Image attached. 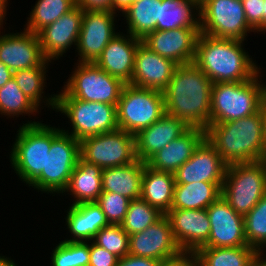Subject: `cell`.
I'll return each mask as SVG.
<instances>
[{
	"instance_id": "b9f144b4",
	"label": "cell",
	"mask_w": 266,
	"mask_h": 266,
	"mask_svg": "<svg viewBox=\"0 0 266 266\" xmlns=\"http://www.w3.org/2000/svg\"><path fill=\"white\" fill-rule=\"evenodd\" d=\"M90 243L89 266H117V256L94 242Z\"/></svg>"
},
{
	"instance_id": "7c38bea8",
	"label": "cell",
	"mask_w": 266,
	"mask_h": 266,
	"mask_svg": "<svg viewBox=\"0 0 266 266\" xmlns=\"http://www.w3.org/2000/svg\"><path fill=\"white\" fill-rule=\"evenodd\" d=\"M80 157V141L60 128L51 127V146L46 161L47 193H64Z\"/></svg>"
},
{
	"instance_id": "5bb4252c",
	"label": "cell",
	"mask_w": 266,
	"mask_h": 266,
	"mask_svg": "<svg viewBox=\"0 0 266 266\" xmlns=\"http://www.w3.org/2000/svg\"><path fill=\"white\" fill-rule=\"evenodd\" d=\"M182 252L165 214L145 230L129 235V254L134 256L163 261Z\"/></svg>"
},
{
	"instance_id": "db71d44e",
	"label": "cell",
	"mask_w": 266,
	"mask_h": 266,
	"mask_svg": "<svg viewBox=\"0 0 266 266\" xmlns=\"http://www.w3.org/2000/svg\"><path fill=\"white\" fill-rule=\"evenodd\" d=\"M261 162L264 164L265 169H266V148H265V152H264V155H263V158H262Z\"/></svg>"
},
{
	"instance_id": "30bf717a",
	"label": "cell",
	"mask_w": 266,
	"mask_h": 266,
	"mask_svg": "<svg viewBox=\"0 0 266 266\" xmlns=\"http://www.w3.org/2000/svg\"><path fill=\"white\" fill-rule=\"evenodd\" d=\"M250 31L254 32L247 23L242 1H200V33L244 41Z\"/></svg>"
},
{
	"instance_id": "7a4b0ae2",
	"label": "cell",
	"mask_w": 266,
	"mask_h": 266,
	"mask_svg": "<svg viewBox=\"0 0 266 266\" xmlns=\"http://www.w3.org/2000/svg\"><path fill=\"white\" fill-rule=\"evenodd\" d=\"M244 41L199 34L196 64L212 83L244 82L260 70L245 52Z\"/></svg>"
},
{
	"instance_id": "3957f363",
	"label": "cell",
	"mask_w": 266,
	"mask_h": 266,
	"mask_svg": "<svg viewBox=\"0 0 266 266\" xmlns=\"http://www.w3.org/2000/svg\"><path fill=\"white\" fill-rule=\"evenodd\" d=\"M205 139L227 165L260 162L266 148L261 111L241 119L209 124Z\"/></svg>"
},
{
	"instance_id": "f6af8a7d",
	"label": "cell",
	"mask_w": 266,
	"mask_h": 266,
	"mask_svg": "<svg viewBox=\"0 0 266 266\" xmlns=\"http://www.w3.org/2000/svg\"><path fill=\"white\" fill-rule=\"evenodd\" d=\"M76 4L83 10L111 11V0H76Z\"/></svg>"
},
{
	"instance_id": "9c48e42d",
	"label": "cell",
	"mask_w": 266,
	"mask_h": 266,
	"mask_svg": "<svg viewBox=\"0 0 266 266\" xmlns=\"http://www.w3.org/2000/svg\"><path fill=\"white\" fill-rule=\"evenodd\" d=\"M73 74L56 97H74L84 101L117 106L125 83L95 63H78Z\"/></svg>"
},
{
	"instance_id": "d590c367",
	"label": "cell",
	"mask_w": 266,
	"mask_h": 266,
	"mask_svg": "<svg viewBox=\"0 0 266 266\" xmlns=\"http://www.w3.org/2000/svg\"><path fill=\"white\" fill-rule=\"evenodd\" d=\"M244 227L248 246L263 251L266 247V194L244 216Z\"/></svg>"
},
{
	"instance_id": "8992f818",
	"label": "cell",
	"mask_w": 266,
	"mask_h": 266,
	"mask_svg": "<svg viewBox=\"0 0 266 266\" xmlns=\"http://www.w3.org/2000/svg\"><path fill=\"white\" fill-rule=\"evenodd\" d=\"M50 97L45 100L46 105L67 115L71 121L72 132L63 129L62 131L79 141L89 136L119 129L115 105L84 101L74 97H56V95Z\"/></svg>"
},
{
	"instance_id": "2e32d148",
	"label": "cell",
	"mask_w": 266,
	"mask_h": 266,
	"mask_svg": "<svg viewBox=\"0 0 266 266\" xmlns=\"http://www.w3.org/2000/svg\"><path fill=\"white\" fill-rule=\"evenodd\" d=\"M207 213L210 220V235L204 246H248L244 216L236 213L222 196L207 208Z\"/></svg>"
},
{
	"instance_id": "f546056e",
	"label": "cell",
	"mask_w": 266,
	"mask_h": 266,
	"mask_svg": "<svg viewBox=\"0 0 266 266\" xmlns=\"http://www.w3.org/2000/svg\"><path fill=\"white\" fill-rule=\"evenodd\" d=\"M223 183L175 184L171 209H207L221 196Z\"/></svg>"
},
{
	"instance_id": "f1b7e54d",
	"label": "cell",
	"mask_w": 266,
	"mask_h": 266,
	"mask_svg": "<svg viewBox=\"0 0 266 266\" xmlns=\"http://www.w3.org/2000/svg\"><path fill=\"white\" fill-rule=\"evenodd\" d=\"M177 28H200V0H162L156 30Z\"/></svg>"
},
{
	"instance_id": "277c9868",
	"label": "cell",
	"mask_w": 266,
	"mask_h": 266,
	"mask_svg": "<svg viewBox=\"0 0 266 266\" xmlns=\"http://www.w3.org/2000/svg\"><path fill=\"white\" fill-rule=\"evenodd\" d=\"M17 132L10 154L12 167L24 183L46 193V161L51 146V127L28 121Z\"/></svg>"
},
{
	"instance_id": "681fc988",
	"label": "cell",
	"mask_w": 266,
	"mask_h": 266,
	"mask_svg": "<svg viewBox=\"0 0 266 266\" xmlns=\"http://www.w3.org/2000/svg\"><path fill=\"white\" fill-rule=\"evenodd\" d=\"M262 253V254H261ZM262 251H257L252 261L251 266H266V259L262 257L264 254Z\"/></svg>"
},
{
	"instance_id": "cb8c5ba5",
	"label": "cell",
	"mask_w": 266,
	"mask_h": 266,
	"mask_svg": "<svg viewBox=\"0 0 266 266\" xmlns=\"http://www.w3.org/2000/svg\"><path fill=\"white\" fill-rule=\"evenodd\" d=\"M205 139V129L190 127L184 134L155 153L146 164L158 171L174 174L192 157L193 152Z\"/></svg>"
},
{
	"instance_id": "4dcf8cb0",
	"label": "cell",
	"mask_w": 266,
	"mask_h": 266,
	"mask_svg": "<svg viewBox=\"0 0 266 266\" xmlns=\"http://www.w3.org/2000/svg\"><path fill=\"white\" fill-rule=\"evenodd\" d=\"M162 0H138L131 4L123 16L127 20V33L143 39L148 33L156 30Z\"/></svg>"
},
{
	"instance_id": "52a82bcc",
	"label": "cell",
	"mask_w": 266,
	"mask_h": 266,
	"mask_svg": "<svg viewBox=\"0 0 266 266\" xmlns=\"http://www.w3.org/2000/svg\"><path fill=\"white\" fill-rule=\"evenodd\" d=\"M266 194V169L260 162L231 164L226 168L221 196L245 216Z\"/></svg>"
},
{
	"instance_id": "9a60e30c",
	"label": "cell",
	"mask_w": 266,
	"mask_h": 266,
	"mask_svg": "<svg viewBox=\"0 0 266 266\" xmlns=\"http://www.w3.org/2000/svg\"><path fill=\"white\" fill-rule=\"evenodd\" d=\"M200 28H177L154 30L141 41L161 57L171 59L178 65L193 63Z\"/></svg>"
},
{
	"instance_id": "74e56055",
	"label": "cell",
	"mask_w": 266,
	"mask_h": 266,
	"mask_svg": "<svg viewBox=\"0 0 266 266\" xmlns=\"http://www.w3.org/2000/svg\"><path fill=\"white\" fill-rule=\"evenodd\" d=\"M52 252V266H89V242L61 241Z\"/></svg>"
},
{
	"instance_id": "ee69618b",
	"label": "cell",
	"mask_w": 266,
	"mask_h": 266,
	"mask_svg": "<svg viewBox=\"0 0 266 266\" xmlns=\"http://www.w3.org/2000/svg\"><path fill=\"white\" fill-rule=\"evenodd\" d=\"M161 261L128 254L118 259L117 266H160Z\"/></svg>"
},
{
	"instance_id": "bcb514c9",
	"label": "cell",
	"mask_w": 266,
	"mask_h": 266,
	"mask_svg": "<svg viewBox=\"0 0 266 266\" xmlns=\"http://www.w3.org/2000/svg\"><path fill=\"white\" fill-rule=\"evenodd\" d=\"M13 78V71L0 61V88Z\"/></svg>"
},
{
	"instance_id": "6da1fadb",
	"label": "cell",
	"mask_w": 266,
	"mask_h": 266,
	"mask_svg": "<svg viewBox=\"0 0 266 266\" xmlns=\"http://www.w3.org/2000/svg\"><path fill=\"white\" fill-rule=\"evenodd\" d=\"M212 81L194 63L178 65L163 91L165 113L190 127L210 124Z\"/></svg>"
},
{
	"instance_id": "8fae6325",
	"label": "cell",
	"mask_w": 266,
	"mask_h": 266,
	"mask_svg": "<svg viewBox=\"0 0 266 266\" xmlns=\"http://www.w3.org/2000/svg\"><path fill=\"white\" fill-rule=\"evenodd\" d=\"M81 158L102 169L123 166L137 160L135 136L117 129L80 141Z\"/></svg>"
},
{
	"instance_id": "5b68a950",
	"label": "cell",
	"mask_w": 266,
	"mask_h": 266,
	"mask_svg": "<svg viewBox=\"0 0 266 266\" xmlns=\"http://www.w3.org/2000/svg\"><path fill=\"white\" fill-rule=\"evenodd\" d=\"M259 74L244 82L212 84L210 124L241 119L260 110L266 85L259 81Z\"/></svg>"
},
{
	"instance_id": "60d3db41",
	"label": "cell",
	"mask_w": 266,
	"mask_h": 266,
	"mask_svg": "<svg viewBox=\"0 0 266 266\" xmlns=\"http://www.w3.org/2000/svg\"><path fill=\"white\" fill-rule=\"evenodd\" d=\"M265 0H243V8L249 26L255 32H263V13Z\"/></svg>"
},
{
	"instance_id": "816d5d0a",
	"label": "cell",
	"mask_w": 266,
	"mask_h": 266,
	"mask_svg": "<svg viewBox=\"0 0 266 266\" xmlns=\"http://www.w3.org/2000/svg\"><path fill=\"white\" fill-rule=\"evenodd\" d=\"M0 266H16V264L13 262V260H10V258L1 255Z\"/></svg>"
},
{
	"instance_id": "ba28073f",
	"label": "cell",
	"mask_w": 266,
	"mask_h": 266,
	"mask_svg": "<svg viewBox=\"0 0 266 266\" xmlns=\"http://www.w3.org/2000/svg\"><path fill=\"white\" fill-rule=\"evenodd\" d=\"M164 114L163 92L125 84L117 104L119 129L135 136Z\"/></svg>"
},
{
	"instance_id": "4316f807",
	"label": "cell",
	"mask_w": 266,
	"mask_h": 266,
	"mask_svg": "<svg viewBox=\"0 0 266 266\" xmlns=\"http://www.w3.org/2000/svg\"><path fill=\"white\" fill-rule=\"evenodd\" d=\"M102 171L103 169L99 166L79 158L64 190L75 197L72 205L98 200L102 193Z\"/></svg>"
},
{
	"instance_id": "e575fe53",
	"label": "cell",
	"mask_w": 266,
	"mask_h": 266,
	"mask_svg": "<svg viewBox=\"0 0 266 266\" xmlns=\"http://www.w3.org/2000/svg\"><path fill=\"white\" fill-rule=\"evenodd\" d=\"M38 110L39 108L20 90L14 78L0 88V114L14 117L35 114Z\"/></svg>"
},
{
	"instance_id": "44dd1931",
	"label": "cell",
	"mask_w": 266,
	"mask_h": 266,
	"mask_svg": "<svg viewBox=\"0 0 266 266\" xmlns=\"http://www.w3.org/2000/svg\"><path fill=\"white\" fill-rule=\"evenodd\" d=\"M178 64L161 57L142 42L135 53L134 71L129 84L163 92Z\"/></svg>"
},
{
	"instance_id": "f907efd6",
	"label": "cell",
	"mask_w": 266,
	"mask_h": 266,
	"mask_svg": "<svg viewBox=\"0 0 266 266\" xmlns=\"http://www.w3.org/2000/svg\"><path fill=\"white\" fill-rule=\"evenodd\" d=\"M7 5H8V0H0V28H2L1 27L3 24L2 22L6 17Z\"/></svg>"
},
{
	"instance_id": "1f68e13d",
	"label": "cell",
	"mask_w": 266,
	"mask_h": 266,
	"mask_svg": "<svg viewBox=\"0 0 266 266\" xmlns=\"http://www.w3.org/2000/svg\"><path fill=\"white\" fill-rule=\"evenodd\" d=\"M257 251L249 246L209 247L197 252L199 266H251Z\"/></svg>"
},
{
	"instance_id": "f5cc1de1",
	"label": "cell",
	"mask_w": 266,
	"mask_h": 266,
	"mask_svg": "<svg viewBox=\"0 0 266 266\" xmlns=\"http://www.w3.org/2000/svg\"><path fill=\"white\" fill-rule=\"evenodd\" d=\"M263 33L266 31V0L264 2V13H263Z\"/></svg>"
},
{
	"instance_id": "ab89813d",
	"label": "cell",
	"mask_w": 266,
	"mask_h": 266,
	"mask_svg": "<svg viewBox=\"0 0 266 266\" xmlns=\"http://www.w3.org/2000/svg\"><path fill=\"white\" fill-rule=\"evenodd\" d=\"M130 201L118 193L102 192L96 203L101 207L109 224L120 225L125 218Z\"/></svg>"
},
{
	"instance_id": "7402d4cb",
	"label": "cell",
	"mask_w": 266,
	"mask_h": 266,
	"mask_svg": "<svg viewBox=\"0 0 266 266\" xmlns=\"http://www.w3.org/2000/svg\"><path fill=\"white\" fill-rule=\"evenodd\" d=\"M141 39L121 33L113 37L94 62L111 76L121 79L125 84L132 80L135 53Z\"/></svg>"
},
{
	"instance_id": "8d00e7d4",
	"label": "cell",
	"mask_w": 266,
	"mask_h": 266,
	"mask_svg": "<svg viewBox=\"0 0 266 266\" xmlns=\"http://www.w3.org/2000/svg\"><path fill=\"white\" fill-rule=\"evenodd\" d=\"M47 66H37L13 72V78L24 95L38 108L43 98ZM44 85V86H43Z\"/></svg>"
},
{
	"instance_id": "603a6c76",
	"label": "cell",
	"mask_w": 266,
	"mask_h": 266,
	"mask_svg": "<svg viewBox=\"0 0 266 266\" xmlns=\"http://www.w3.org/2000/svg\"><path fill=\"white\" fill-rule=\"evenodd\" d=\"M189 128L184 120L165 113L158 121L135 135L137 159L146 163L155 153Z\"/></svg>"
},
{
	"instance_id": "7bdbcfd3",
	"label": "cell",
	"mask_w": 266,
	"mask_h": 266,
	"mask_svg": "<svg viewBox=\"0 0 266 266\" xmlns=\"http://www.w3.org/2000/svg\"><path fill=\"white\" fill-rule=\"evenodd\" d=\"M160 266H199L196 253L182 252L176 257L161 261Z\"/></svg>"
},
{
	"instance_id": "4fadbf2b",
	"label": "cell",
	"mask_w": 266,
	"mask_h": 266,
	"mask_svg": "<svg viewBox=\"0 0 266 266\" xmlns=\"http://www.w3.org/2000/svg\"><path fill=\"white\" fill-rule=\"evenodd\" d=\"M115 14L107 10H83L76 46L79 63H94L109 41L118 34L115 32Z\"/></svg>"
},
{
	"instance_id": "e0dca14e",
	"label": "cell",
	"mask_w": 266,
	"mask_h": 266,
	"mask_svg": "<svg viewBox=\"0 0 266 266\" xmlns=\"http://www.w3.org/2000/svg\"><path fill=\"white\" fill-rule=\"evenodd\" d=\"M0 61L13 72L51 63L42 52L38 34L26 29L0 35Z\"/></svg>"
},
{
	"instance_id": "d6986e66",
	"label": "cell",
	"mask_w": 266,
	"mask_h": 266,
	"mask_svg": "<svg viewBox=\"0 0 266 266\" xmlns=\"http://www.w3.org/2000/svg\"><path fill=\"white\" fill-rule=\"evenodd\" d=\"M165 215L183 252L196 253L208 242L210 220L207 209H170Z\"/></svg>"
},
{
	"instance_id": "ac0fdd59",
	"label": "cell",
	"mask_w": 266,
	"mask_h": 266,
	"mask_svg": "<svg viewBox=\"0 0 266 266\" xmlns=\"http://www.w3.org/2000/svg\"><path fill=\"white\" fill-rule=\"evenodd\" d=\"M227 166L216 148L204 139L195 149L192 157L174 173L175 184L223 183Z\"/></svg>"
},
{
	"instance_id": "83f0119b",
	"label": "cell",
	"mask_w": 266,
	"mask_h": 266,
	"mask_svg": "<svg viewBox=\"0 0 266 266\" xmlns=\"http://www.w3.org/2000/svg\"><path fill=\"white\" fill-rule=\"evenodd\" d=\"M174 186V174L155 170L145 163L140 197L148 204L166 214L173 203Z\"/></svg>"
},
{
	"instance_id": "7dc6e473",
	"label": "cell",
	"mask_w": 266,
	"mask_h": 266,
	"mask_svg": "<svg viewBox=\"0 0 266 266\" xmlns=\"http://www.w3.org/2000/svg\"><path fill=\"white\" fill-rule=\"evenodd\" d=\"M138 0H111V11H122V13Z\"/></svg>"
},
{
	"instance_id": "f35d334b",
	"label": "cell",
	"mask_w": 266,
	"mask_h": 266,
	"mask_svg": "<svg viewBox=\"0 0 266 266\" xmlns=\"http://www.w3.org/2000/svg\"><path fill=\"white\" fill-rule=\"evenodd\" d=\"M93 242L118 258L129 254V235L121 225H108L95 235Z\"/></svg>"
},
{
	"instance_id": "c3c4849f",
	"label": "cell",
	"mask_w": 266,
	"mask_h": 266,
	"mask_svg": "<svg viewBox=\"0 0 266 266\" xmlns=\"http://www.w3.org/2000/svg\"><path fill=\"white\" fill-rule=\"evenodd\" d=\"M260 111H261L262 127H263V139L266 144V93L264 94V97L262 99L260 105Z\"/></svg>"
},
{
	"instance_id": "d6a6232c",
	"label": "cell",
	"mask_w": 266,
	"mask_h": 266,
	"mask_svg": "<svg viewBox=\"0 0 266 266\" xmlns=\"http://www.w3.org/2000/svg\"><path fill=\"white\" fill-rule=\"evenodd\" d=\"M76 0H38L30 12L26 30L38 34L76 6Z\"/></svg>"
},
{
	"instance_id": "484cf974",
	"label": "cell",
	"mask_w": 266,
	"mask_h": 266,
	"mask_svg": "<svg viewBox=\"0 0 266 266\" xmlns=\"http://www.w3.org/2000/svg\"><path fill=\"white\" fill-rule=\"evenodd\" d=\"M145 162L106 168L102 171V192L118 193L133 200L140 198Z\"/></svg>"
},
{
	"instance_id": "d4e9b609",
	"label": "cell",
	"mask_w": 266,
	"mask_h": 266,
	"mask_svg": "<svg viewBox=\"0 0 266 266\" xmlns=\"http://www.w3.org/2000/svg\"><path fill=\"white\" fill-rule=\"evenodd\" d=\"M72 239L64 241L90 242L103 227L110 225L101 207L96 202L71 205L65 218Z\"/></svg>"
},
{
	"instance_id": "ffe728a7",
	"label": "cell",
	"mask_w": 266,
	"mask_h": 266,
	"mask_svg": "<svg viewBox=\"0 0 266 266\" xmlns=\"http://www.w3.org/2000/svg\"><path fill=\"white\" fill-rule=\"evenodd\" d=\"M82 17L83 9L76 5L38 33L42 52L47 60L58 59L71 45L77 46Z\"/></svg>"
},
{
	"instance_id": "836d02e7",
	"label": "cell",
	"mask_w": 266,
	"mask_h": 266,
	"mask_svg": "<svg viewBox=\"0 0 266 266\" xmlns=\"http://www.w3.org/2000/svg\"><path fill=\"white\" fill-rule=\"evenodd\" d=\"M163 215L158 208L151 206L140 197L130 201L125 218L120 225L128 235H132L145 230Z\"/></svg>"
}]
</instances>
